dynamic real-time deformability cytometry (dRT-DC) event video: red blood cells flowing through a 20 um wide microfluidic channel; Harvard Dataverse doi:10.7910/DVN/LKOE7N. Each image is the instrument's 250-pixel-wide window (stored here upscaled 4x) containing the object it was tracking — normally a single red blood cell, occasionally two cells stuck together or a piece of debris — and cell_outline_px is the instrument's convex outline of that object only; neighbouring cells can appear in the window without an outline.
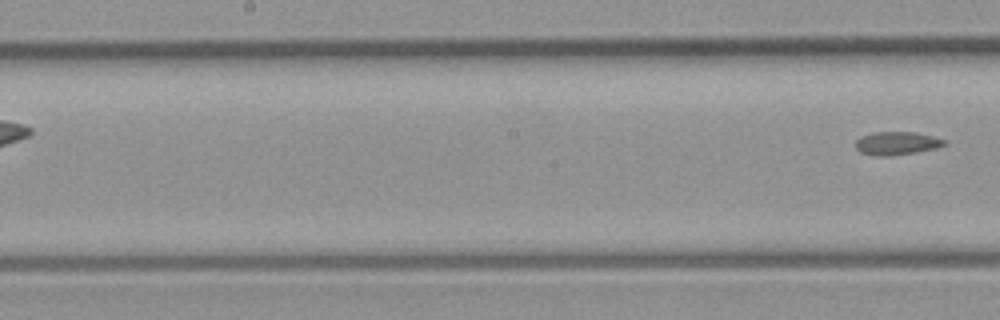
{"species": "common noctule bat (a hibernating species)", "species_latin": "Nyctalus noctula", "temperature_condition": "room temperature", "stored_images_in_passage": 5, "camera_frame_rate_fps": 3000, "um_per_image_px": 0.085, "animal": {"sex": "male", "body_mass_g": 23.1, "forearm_length_mm": 52.7}, "frame": {"image": 1, "passage_image": 5, "time_ms": 1.333, "image_size_px": [1000, 320], "cell_outline_px": [[948, 144], [936, 148], [916, 152], [888, 156], [876, 156], [860, 152], [856, 148], [856, 140], [860, 136], [872, 132], [916, 132], [948, 140]], "centroid_in_image_um": [76.24, 12.17], "position_along_channel_um": 172.0, "area_um2": 12.14}}